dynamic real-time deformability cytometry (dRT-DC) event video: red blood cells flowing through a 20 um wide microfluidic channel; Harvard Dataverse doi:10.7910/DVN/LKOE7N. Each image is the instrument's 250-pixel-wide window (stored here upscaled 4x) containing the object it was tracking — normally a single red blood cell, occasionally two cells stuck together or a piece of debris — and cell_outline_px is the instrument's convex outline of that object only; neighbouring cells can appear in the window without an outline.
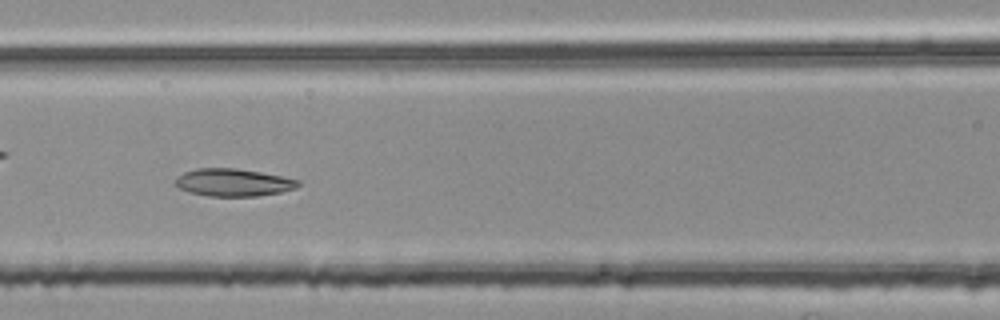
{"species": "common noctule bat (a hibernating species)", "species_latin": "Nyctalus noctula", "temperature_condition": "room temperature", "stored_images_in_passage": 39, "camera_frame_rate_fps": 3000, "um_per_image_px": 0.085, "animal": {"sex": "female", "body_mass_g": 25.1}, "frame": {"image": 1, "passage_image": 13, "time_ms": 4.0, "image_size_px": [1000, 320], "cell_outline_px": [[300, 184], [296, 188], [280, 192], [256, 196], [208, 196], [188, 192], [180, 188], [176, 184], [176, 176], [184, 172], [196, 168], [236, 168], [260, 172], [300, 180]], "centroid_in_image_um": [19.81, 15.51], "position_along_channel_um": 146.8, "area_um2": 19.65}}
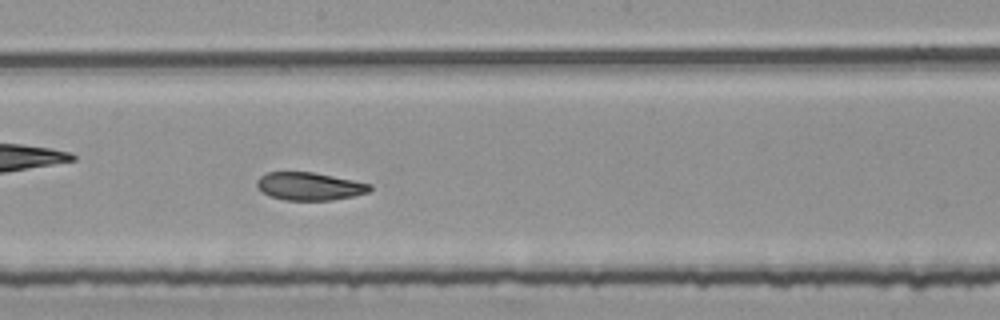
{"frame": {"image": 2, "passage_image": 19, "time_ms": 6.0, "image_size_px": [1000, 320], "cell_outline_px": [[372, 188], [368, 192], [352, 196], [332, 200], [284, 200], [268, 196], [256, 184], [256, 180], [260, 176], [268, 172], [312, 172], [372, 184]], "centroid_in_image_um": [26.29, 15.84], "position_along_channel_um": 221.9, "area_um2": 18.21}}
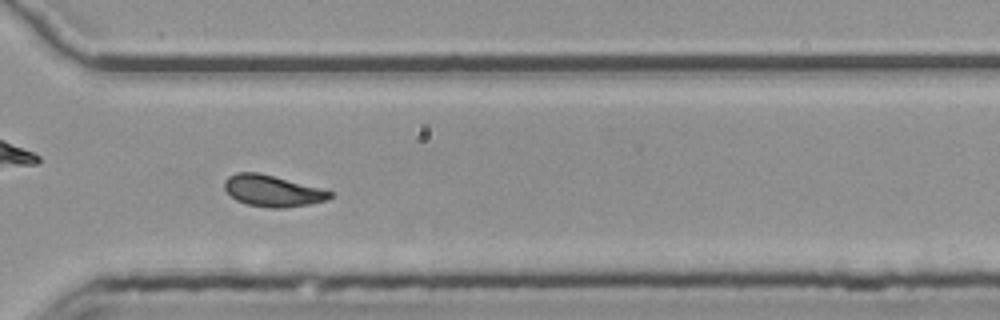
{"frame": {"image": 3, "passage_image": 29, "time_ms": 9.333, "image_size_px": [1000, 320], "cell_outline_px": [[332, 196], [328, 200], [308, 204], [284, 208], [268, 208], [248, 204], [236, 200], [224, 188], [224, 180], [228, 176], [236, 172], [260, 172], [320, 188], [332, 192]], "centroid_in_image_um": [23.14, 16.21], "position_along_channel_um": 347.5, "area_um2": 19.25}, "authors_computed_cell_mechanics": {"area_um2": 20.1144, "velocity_mm_per_s": 3.7763, "shape_relaxation_time_tau1_ms": null, "shape_relaxation_time_tau2_ms": 2.0169, "deformation_change_tau1": null, "deformation_change_tau2": 0.0806}}